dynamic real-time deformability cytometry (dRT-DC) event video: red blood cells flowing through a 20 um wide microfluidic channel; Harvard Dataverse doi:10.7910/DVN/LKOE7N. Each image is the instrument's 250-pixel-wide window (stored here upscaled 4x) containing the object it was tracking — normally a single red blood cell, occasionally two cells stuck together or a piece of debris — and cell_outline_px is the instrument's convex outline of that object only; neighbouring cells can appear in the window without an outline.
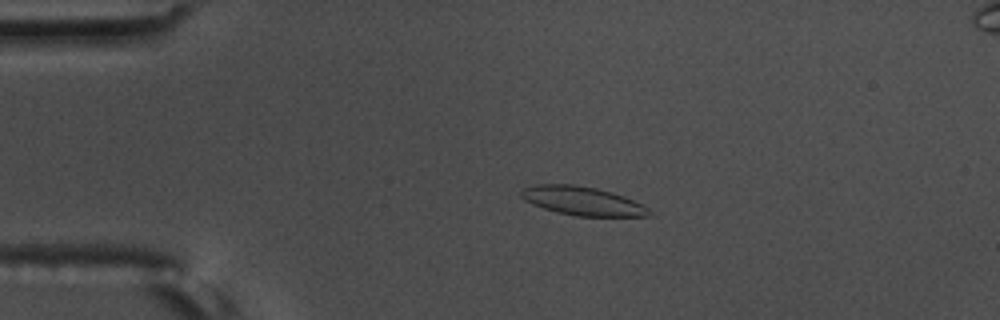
{"species": "common noctule bat (a hibernating species)", "species_latin": "Nyctalus noctula", "temperature_condition": "warm", "stored_images_in_passage": 58, "camera_frame_rate_fps": 3000, "um_per_image_px": 0.085, "animal": {"sex": "male", "body_mass_g": 17.5, "forearm_length_mm": 52.3}, "frame": {"image": 1, "passage_image": 13, "time_ms": 4.0, "image_size_px": [1000, 320], "cell_outline_px": [[652, 216], [576, 216], [556, 212], [532, 204], [524, 200], [520, 196], [520, 192], [524, 188], [536, 184], [572, 184], [596, 188], [612, 192], [624, 196], [648, 208], [652, 212]], "centroid_in_image_um": [49.49, 17.08], "position_along_channel_um": 35.5, "area_um2": 21.39}}
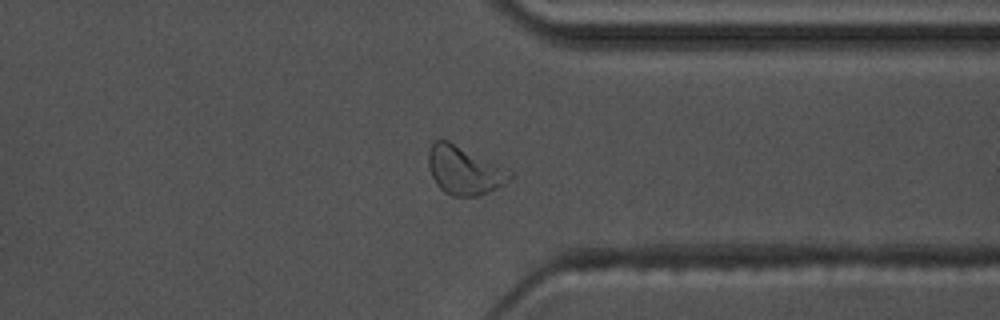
{"frame": {"image": 2, "passage_image": 45, "time_ms": 14.667, "image_size_px": [1000, 320], "cell_outline_px": [[512, 176], [504, 184], [488, 192], [476, 196], [452, 196], [444, 192], [436, 184], [432, 176], [428, 164], [428, 152], [432, 140], [448, 140], [512, 172]], "centroid_in_image_um": [39.4, 14.48], "position_along_channel_um": 372.0, "area_um2": 22.6}}
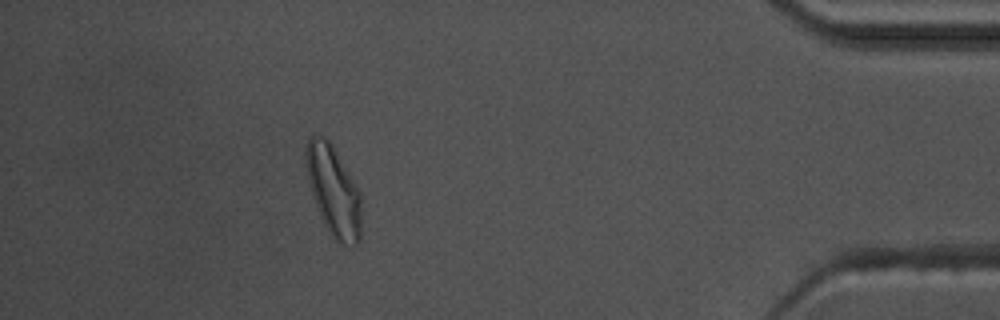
{"frame": {"image": 3, "passage_image": 52, "time_ms": 17.0, "image_size_px": [1000, 320], "cell_outline_px": [[360, 244], [356, 248], [352, 248], [336, 240], [332, 236], [324, 224], [320, 216], [312, 196], [304, 164], [304, 148], [308, 140], [316, 132], [324, 136], [332, 144], [352, 180], [360, 196]], "centroid_in_image_um": [28.3, 16.23], "position_along_channel_um": 406.9, "area_um2": 29.19}, "authors_computed_cell_mechanics": {"area_um2": 21.097, "velocity_mm_per_s": 3.5681, "shape_relaxation_time_tau1_ms": 4.4156, "shape_relaxation_time_tau2_ms": 1.445, "deformation_change_tau1": 0.1477, "deformation_change_tau2": 0.08}}